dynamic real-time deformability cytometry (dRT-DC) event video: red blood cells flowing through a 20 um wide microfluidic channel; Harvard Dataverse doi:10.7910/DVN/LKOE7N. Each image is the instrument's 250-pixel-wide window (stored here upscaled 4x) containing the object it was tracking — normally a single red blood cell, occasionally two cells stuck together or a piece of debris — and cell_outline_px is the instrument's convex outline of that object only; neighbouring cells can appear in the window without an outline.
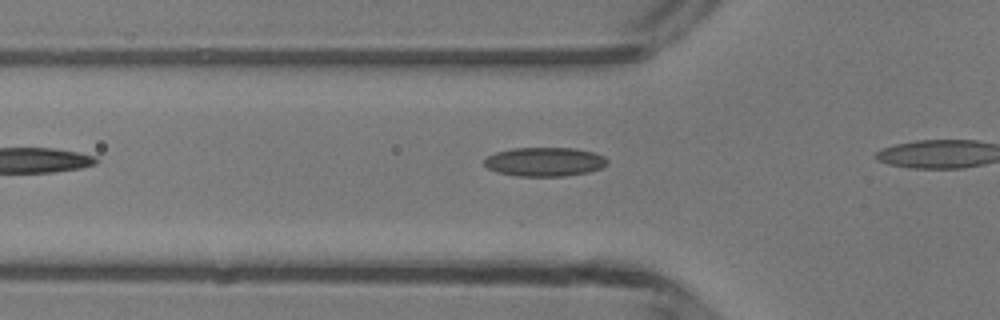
{"species": "common noctule bat (a hibernating species)", "species_latin": "Nyctalus noctula", "temperature_condition": "room temperature", "stored_images_in_passage": 7, "camera_frame_rate_fps": 3000, "um_per_image_px": 0.085, "animal": {"sex": "male", "body_mass_g": 13.3}, "frame": {"image": 1, "passage_image": 2, "time_ms": 0.333, "image_size_px": [1000, 320], "cell_outline_px": [[608, 164], [600, 168], [588, 172], [564, 176], [516, 176], [496, 172], [488, 168], [484, 164], [484, 160], [488, 156], [496, 152], [512, 148], [576, 148], [592, 152], [604, 156], [608, 160]], "centroid_in_image_um": [46.29, 13.75], "position_along_channel_um": 79.5, "area_um2": 20.81}}
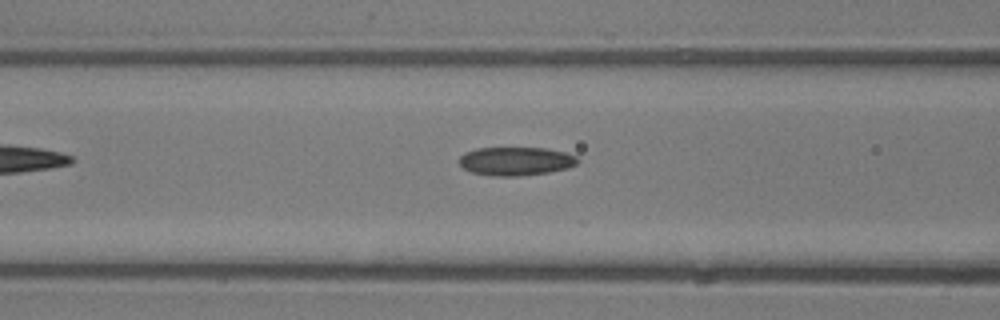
{"frame": {"image": 2, "passage_image": 5, "time_ms": 1.333, "image_size_px": [1000, 320], "cell_outline_px": [[580, 160], [576, 164], [568, 168], [548, 172], [520, 176], [492, 176], [472, 172], [464, 168], [460, 164], [460, 156], [464, 152], [476, 148], [544, 148], [564, 152], [576, 156]], "centroid_in_image_um": [43.84, 13.7], "position_along_channel_um": 122.8, "area_um2": 19.65}}